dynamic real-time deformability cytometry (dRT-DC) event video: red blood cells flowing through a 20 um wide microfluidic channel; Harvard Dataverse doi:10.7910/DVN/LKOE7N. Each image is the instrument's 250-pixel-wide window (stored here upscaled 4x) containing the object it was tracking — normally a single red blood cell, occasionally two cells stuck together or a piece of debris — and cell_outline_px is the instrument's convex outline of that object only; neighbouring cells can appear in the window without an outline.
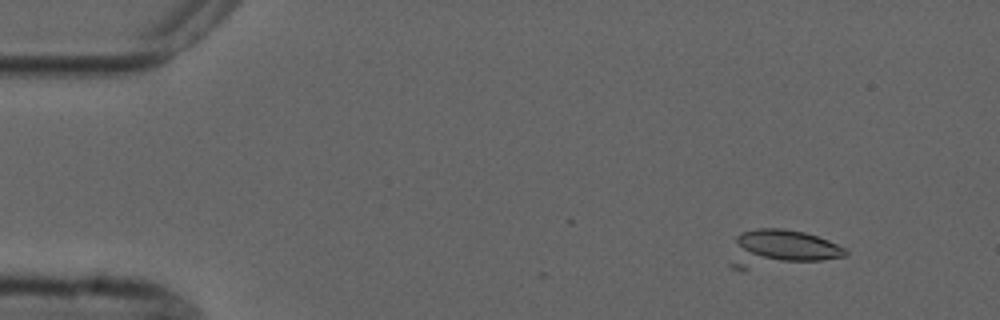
{"species": "common noctule bat (a hibernating species)", "species_latin": "Nyctalus noctula", "temperature_condition": "cold", "stored_images_in_passage": 4, "camera_frame_rate_fps": 3000, "um_per_image_px": 0.085, "animal": {"sex": "male", "forearm_length_mm": 52.5}, "frame": {"image": 1, "passage_image": 2, "time_ms": 2.0, "image_size_px": [1000, 320], "cell_outline_px": [[848, 252], [844, 256], [820, 260], [744, 272], [740, 272], [728, 268], [728, 264], [736, 236], [740, 232], [756, 228], [784, 228], [804, 232], [828, 240], [844, 248]], "centroid_in_image_um": [66.22, 21.18], "position_along_channel_um": 18.8, "area_um2": 25.89}}